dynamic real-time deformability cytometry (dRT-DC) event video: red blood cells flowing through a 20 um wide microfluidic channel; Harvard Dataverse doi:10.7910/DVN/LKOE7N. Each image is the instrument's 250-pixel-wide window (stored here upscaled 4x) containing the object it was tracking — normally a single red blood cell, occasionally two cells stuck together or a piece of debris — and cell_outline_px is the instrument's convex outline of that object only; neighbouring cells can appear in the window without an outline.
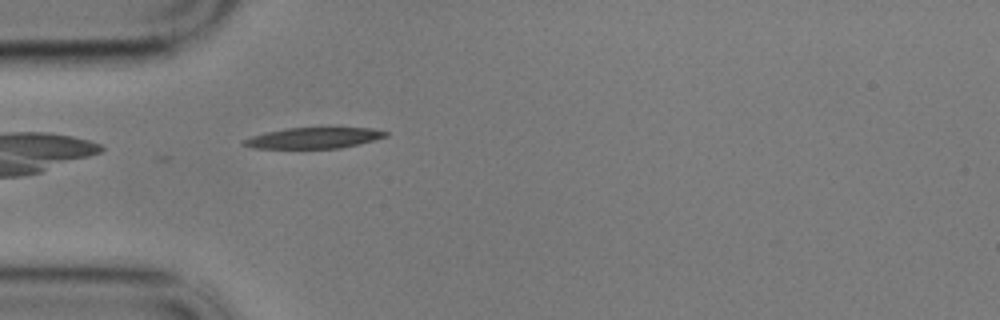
{"species": "common noctule bat (a hibernating species)", "species_latin": "Nyctalus noctula", "temperature_condition": "cold", "stored_images_in_passage": 26, "camera_frame_rate_fps": 3000, "um_per_image_px": 0.085, "animal": {"sex": "male", "body_mass_g": 17.9}, "frame": {"image": 1, "passage_image": 1, "time_ms": 0.0, "image_size_px": [1000, 320], "cell_outline_px": [[388, 136], [340, 148], [252, 148], [240, 144], [240, 140], [252, 136], [268, 132], [288, 128], [372, 128], [388, 132]], "centroid_in_image_um": [26.61, 11.73], "position_along_channel_um": 58.4, "area_um2": 17.05}}
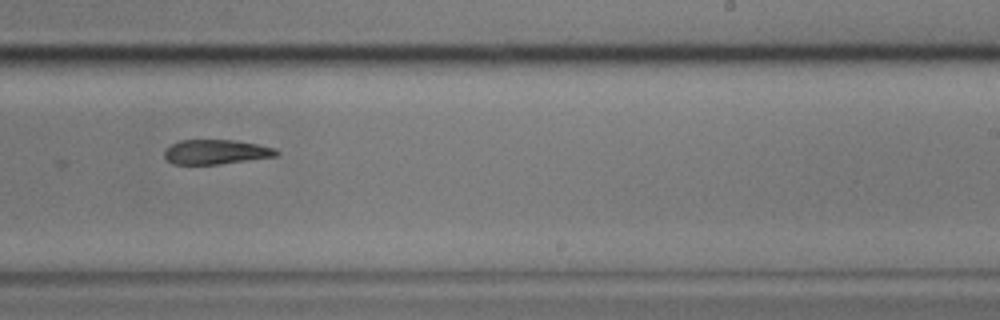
{"frame": {"image": 2, "passage_image": 20, "time_ms": 6.333, "image_size_px": [1000, 320], "cell_outline_px": [[280, 152], [276, 156], [220, 164], [172, 164], [164, 156], [164, 152], [172, 144], [180, 140], [236, 140], [276, 148]], "centroid_in_image_um": [18.37, 12.91], "position_along_channel_um": 270.6, "area_um2": 15.95}}